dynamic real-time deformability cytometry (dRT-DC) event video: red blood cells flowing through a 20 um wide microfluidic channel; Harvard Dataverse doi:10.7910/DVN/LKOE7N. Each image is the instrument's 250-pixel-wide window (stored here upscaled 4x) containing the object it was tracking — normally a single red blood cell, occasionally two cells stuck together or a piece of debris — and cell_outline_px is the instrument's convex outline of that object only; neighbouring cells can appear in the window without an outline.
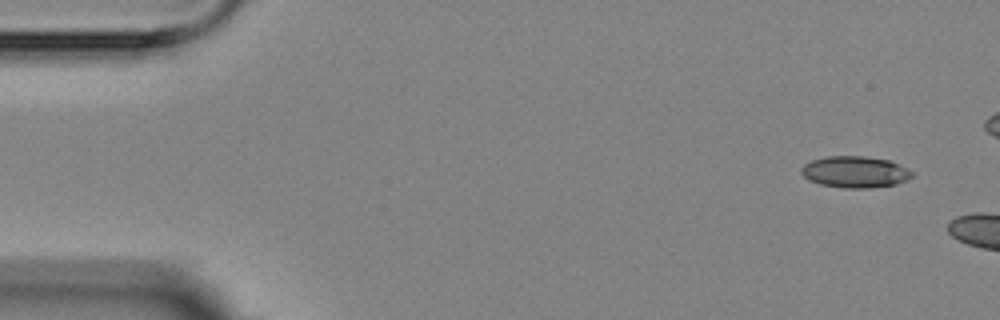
{"species": "Egyptian fruit bat (a non-hibernating species)", "species_latin": "Rousettus aegyptiacus", "temperature_condition": "room temperature", "stored_images_in_passage": 4, "camera_frame_rate_fps": 3000, "um_per_image_px": 0.085, "animal": {"sex": "female"}, "frame": {"image": 1, "passage_image": 1, "time_ms": 0.0, "image_size_px": [1000, 320], "cell_outline_px": [[912, 176], [896, 184], [868, 188], [844, 188], [820, 184], [808, 180], [800, 172], [800, 168], [804, 164], [812, 160], [828, 156], [864, 156], [888, 160], [908, 168], [912, 172]], "centroid_in_image_um": [72.64, 14.61], "position_along_channel_um": 12.4, "area_um2": 20.23}}